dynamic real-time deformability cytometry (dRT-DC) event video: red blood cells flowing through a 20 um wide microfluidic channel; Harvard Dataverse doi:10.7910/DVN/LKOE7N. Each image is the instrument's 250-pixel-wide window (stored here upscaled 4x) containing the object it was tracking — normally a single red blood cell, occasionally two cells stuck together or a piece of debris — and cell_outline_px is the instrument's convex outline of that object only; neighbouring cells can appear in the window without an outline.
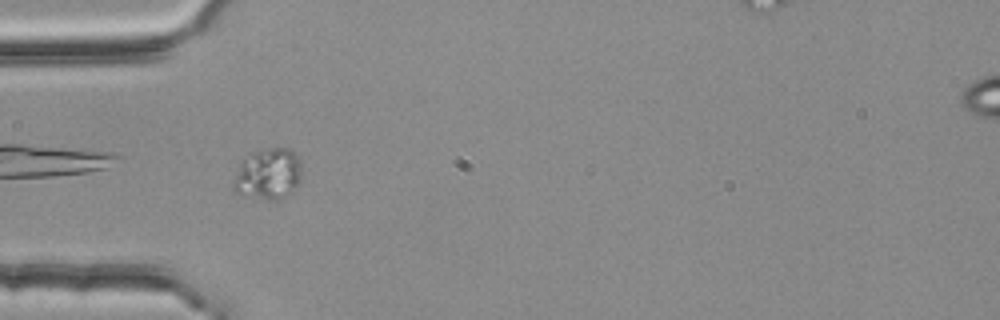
{"species": "common noctule bat (a hibernating species)", "species_latin": "Nyctalus noctula", "temperature_condition": "room temperature", "stored_images_in_passage": 4, "camera_frame_rate_fps": 3000, "um_per_image_px": 0.085, "animal": {"sex": "female", "body_mass_g": 25.1}, "frame": {"image": 1, "passage_image": 2, "time_ms": 0.333, "image_size_px": [1000, 320], "cell_outline_px": [[300, 176], [296, 184], [284, 196], [276, 200], [272, 200], [236, 192], [232, 188], [232, 184], [240, 160], [252, 152], [260, 148], [288, 148], [300, 160]], "centroid_in_image_um": [22.73, 14.74], "position_along_channel_um": 62.3, "area_um2": 19.94}}